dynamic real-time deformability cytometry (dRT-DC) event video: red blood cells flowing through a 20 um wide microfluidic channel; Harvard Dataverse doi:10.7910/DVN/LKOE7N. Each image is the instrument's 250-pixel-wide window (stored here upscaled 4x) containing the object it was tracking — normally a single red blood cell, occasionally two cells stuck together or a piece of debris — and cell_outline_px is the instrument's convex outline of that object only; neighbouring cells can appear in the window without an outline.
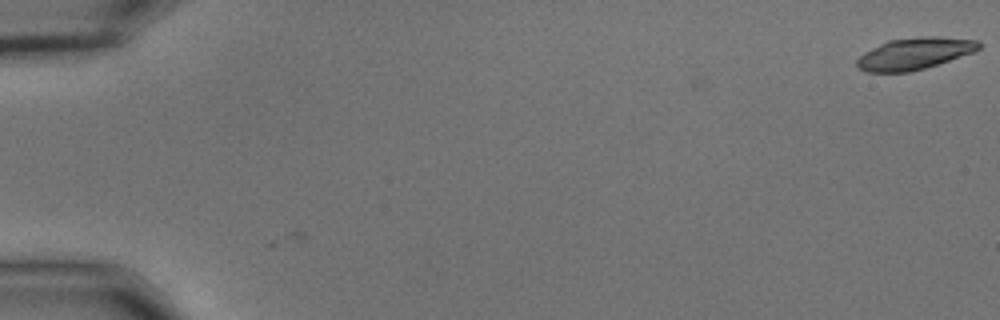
{"species": "common noctule bat (a hibernating species)", "species_latin": "Nyctalus noctula", "temperature_condition": "cold", "stored_images_in_passage": 3, "camera_frame_rate_fps": 3000, "um_per_image_px": 0.085, "animal": {"sex": "male", "body_mass_g": 15.6}, "frame": {"image": 1, "passage_image": 3, "time_ms": 0.667, "image_size_px": [1000, 320], "cell_outline_px": [[980, 48], [972, 52], [924, 68], [908, 72], [868, 72], [860, 68], [856, 64], [856, 60], [864, 52], [888, 40], [924, 36], [940, 36], [980, 40]], "centroid_in_image_um": [77.73, 4.53], "position_along_channel_um": 7.3, "area_um2": 22.31}}